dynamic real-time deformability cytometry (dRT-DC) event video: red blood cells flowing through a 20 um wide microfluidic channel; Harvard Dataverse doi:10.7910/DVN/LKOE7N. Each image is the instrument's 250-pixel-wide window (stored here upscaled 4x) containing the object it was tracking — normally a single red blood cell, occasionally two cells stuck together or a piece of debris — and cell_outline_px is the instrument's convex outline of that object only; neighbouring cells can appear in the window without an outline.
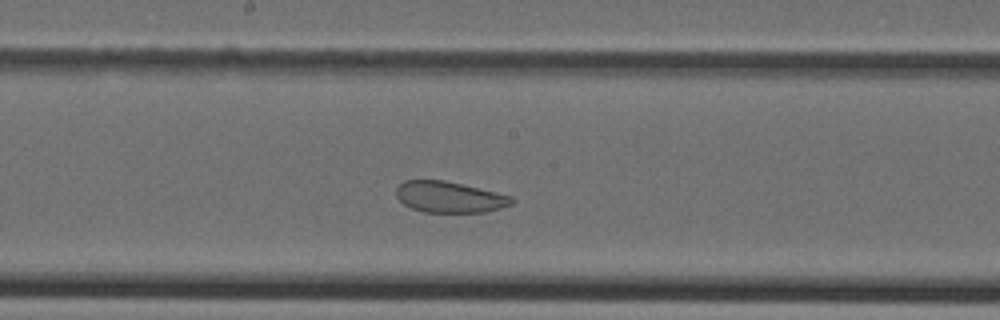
{"species": "Egyptian fruit bat (a non-hibernating species)", "species_latin": "Rousettus aegyptiacus", "temperature_condition": "cold", "stored_images_in_passage": 38, "camera_frame_rate_fps": 3000, "um_per_image_px": 0.085, "animal": {"sex": "female"}, "frame": {"image": 1, "passage_image": 16, "time_ms": 5.0, "image_size_px": [1000, 320], "cell_outline_px": [[516, 200], [512, 204], [484, 212], [424, 212], [412, 208], [404, 204], [396, 196], [396, 188], [404, 180], [444, 180], [496, 192], [512, 196]], "centroid_in_image_um": [38.2, 16.74], "position_along_channel_um": 210.0, "area_um2": 20.81}}
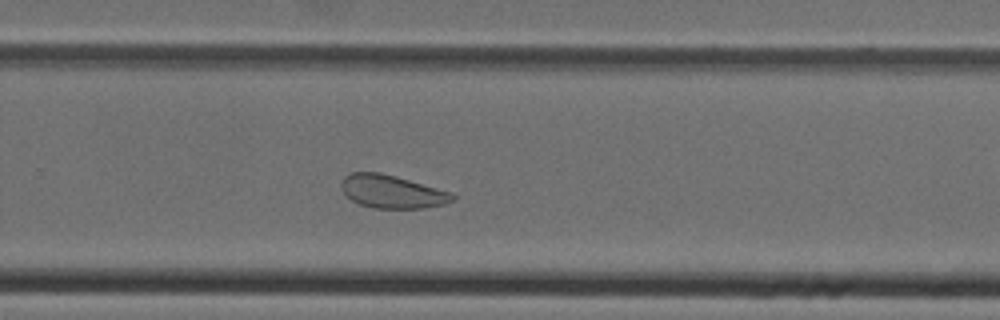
{"frame": {"image": 2, "passage_image": 22, "time_ms": 7.0, "image_size_px": [1000, 320], "cell_outline_px": [[456, 196], [452, 200], [444, 204], [424, 208], [372, 208], [360, 204], [352, 200], [340, 188], [340, 180], [344, 176], [352, 172], [380, 172], [396, 176], [452, 192]], "centroid_in_image_um": [33.3, 16.28], "position_along_channel_um": 296.5, "area_um2": 21.5}}